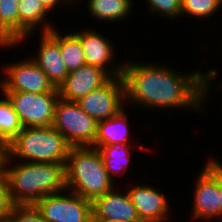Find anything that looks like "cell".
Instances as JSON below:
<instances>
[{"label":"cell","mask_w":222,"mask_h":222,"mask_svg":"<svg viewBox=\"0 0 222 222\" xmlns=\"http://www.w3.org/2000/svg\"><path fill=\"white\" fill-rule=\"evenodd\" d=\"M126 108L107 120L97 122V134L94 146L131 143L129 118ZM129 140V141H128Z\"/></svg>","instance_id":"obj_17"},{"label":"cell","mask_w":222,"mask_h":222,"mask_svg":"<svg viewBox=\"0 0 222 222\" xmlns=\"http://www.w3.org/2000/svg\"><path fill=\"white\" fill-rule=\"evenodd\" d=\"M219 218L222 219V167L218 164Z\"/></svg>","instance_id":"obj_29"},{"label":"cell","mask_w":222,"mask_h":222,"mask_svg":"<svg viewBox=\"0 0 222 222\" xmlns=\"http://www.w3.org/2000/svg\"><path fill=\"white\" fill-rule=\"evenodd\" d=\"M181 1L182 0H145L150 14L161 15L163 18H172V20L176 17H181Z\"/></svg>","instance_id":"obj_24"},{"label":"cell","mask_w":222,"mask_h":222,"mask_svg":"<svg viewBox=\"0 0 222 222\" xmlns=\"http://www.w3.org/2000/svg\"><path fill=\"white\" fill-rule=\"evenodd\" d=\"M40 46L36 56L31 57L40 69L47 75L55 88L64 82L69 74L61 55L59 43L48 33L40 32Z\"/></svg>","instance_id":"obj_15"},{"label":"cell","mask_w":222,"mask_h":222,"mask_svg":"<svg viewBox=\"0 0 222 222\" xmlns=\"http://www.w3.org/2000/svg\"><path fill=\"white\" fill-rule=\"evenodd\" d=\"M13 105L24 127L52 126L56 103L60 96L58 88L54 92H1Z\"/></svg>","instance_id":"obj_6"},{"label":"cell","mask_w":222,"mask_h":222,"mask_svg":"<svg viewBox=\"0 0 222 222\" xmlns=\"http://www.w3.org/2000/svg\"><path fill=\"white\" fill-rule=\"evenodd\" d=\"M74 33L80 39L86 64L104 69L111 77L122 75L124 62L113 60L116 53L114 44L107 37L89 27Z\"/></svg>","instance_id":"obj_11"},{"label":"cell","mask_w":222,"mask_h":222,"mask_svg":"<svg viewBox=\"0 0 222 222\" xmlns=\"http://www.w3.org/2000/svg\"><path fill=\"white\" fill-rule=\"evenodd\" d=\"M42 3L44 4V6L49 10L51 11V13H53V10L57 9L58 5L62 6V3H63V6L66 5V6H72L74 7V5L76 6V1L75 0H41ZM72 4V5H71Z\"/></svg>","instance_id":"obj_27"},{"label":"cell","mask_w":222,"mask_h":222,"mask_svg":"<svg viewBox=\"0 0 222 222\" xmlns=\"http://www.w3.org/2000/svg\"><path fill=\"white\" fill-rule=\"evenodd\" d=\"M19 1L0 0V43L19 42Z\"/></svg>","instance_id":"obj_21"},{"label":"cell","mask_w":222,"mask_h":222,"mask_svg":"<svg viewBox=\"0 0 222 222\" xmlns=\"http://www.w3.org/2000/svg\"><path fill=\"white\" fill-rule=\"evenodd\" d=\"M111 76L102 68L85 64L70 72L59 86L61 99L76 102L104 85Z\"/></svg>","instance_id":"obj_13"},{"label":"cell","mask_w":222,"mask_h":222,"mask_svg":"<svg viewBox=\"0 0 222 222\" xmlns=\"http://www.w3.org/2000/svg\"><path fill=\"white\" fill-rule=\"evenodd\" d=\"M71 148L53 126L24 127L7 145L10 159L36 163H66Z\"/></svg>","instance_id":"obj_4"},{"label":"cell","mask_w":222,"mask_h":222,"mask_svg":"<svg viewBox=\"0 0 222 222\" xmlns=\"http://www.w3.org/2000/svg\"><path fill=\"white\" fill-rule=\"evenodd\" d=\"M27 59V60H26ZM20 62H11L3 67L4 80H0L1 92H54L57 88L49 81L47 75L30 57Z\"/></svg>","instance_id":"obj_9"},{"label":"cell","mask_w":222,"mask_h":222,"mask_svg":"<svg viewBox=\"0 0 222 222\" xmlns=\"http://www.w3.org/2000/svg\"><path fill=\"white\" fill-rule=\"evenodd\" d=\"M131 144L134 143L94 146L101 154L105 170L113 181H115L116 175L120 176L127 171L132 156Z\"/></svg>","instance_id":"obj_19"},{"label":"cell","mask_w":222,"mask_h":222,"mask_svg":"<svg viewBox=\"0 0 222 222\" xmlns=\"http://www.w3.org/2000/svg\"><path fill=\"white\" fill-rule=\"evenodd\" d=\"M220 7H222V0H182L181 16L209 19L215 16Z\"/></svg>","instance_id":"obj_23"},{"label":"cell","mask_w":222,"mask_h":222,"mask_svg":"<svg viewBox=\"0 0 222 222\" xmlns=\"http://www.w3.org/2000/svg\"><path fill=\"white\" fill-rule=\"evenodd\" d=\"M206 162L195 179L191 212L194 221L219 219L218 163L212 157Z\"/></svg>","instance_id":"obj_10"},{"label":"cell","mask_w":222,"mask_h":222,"mask_svg":"<svg viewBox=\"0 0 222 222\" xmlns=\"http://www.w3.org/2000/svg\"><path fill=\"white\" fill-rule=\"evenodd\" d=\"M127 193L142 222H168L170 220L172 210L169 200L158 188L137 184L127 189Z\"/></svg>","instance_id":"obj_12"},{"label":"cell","mask_w":222,"mask_h":222,"mask_svg":"<svg viewBox=\"0 0 222 222\" xmlns=\"http://www.w3.org/2000/svg\"><path fill=\"white\" fill-rule=\"evenodd\" d=\"M12 207L5 174L0 172V221L6 220Z\"/></svg>","instance_id":"obj_26"},{"label":"cell","mask_w":222,"mask_h":222,"mask_svg":"<svg viewBox=\"0 0 222 222\" xmlns=\"http://www.w3.org/2000/svg\"><path fill=\"white\" fill-rule=\"evenodd\" d=\"M214 160L222 167V163H220L219 160H216V157Z\"/></svg>","instance_id":"obj_31"},{"label":"cell","mask_w":222,"mask_h":222,"mask_svg":"<svg viewBox=\"0 0 222 222\" xmlns=\"http://www.w3.org/2000/svg\"><path fill=\"white\" fill-rule=\"evenodd\" d=\"M93 222H120L118 220L114 219H108V218H92Z\"/></svg>","instance_id":"obj_30"},{"label":"cell","mask_w":222,"mask_h":222,"mask_svg":"<svg viewBox=\"0 0 222 222\" xmlns=\"http://www.w3.org/2000/svg\"><path fill=\"white\" fill-rule=\"evenodd\" d=\"M19 42L18 43H0V47L5 49L15 48L24 40L38 31L39 26L42 29L39 32H49L55 26L49 23L48 19L50 11L44 6L41 0H20L19 1ZM48 16V18H47ZM46 19L48 22H46ZM45 23V24H44ZM37 29V30H36ZM35 31V32H34ZM28 37V38H27Z\"/></svg>","instance_id":"obj_16"},{"label":"cell","mask_w":222,"mask_h":222,"mask_svg":"<svg viewBox=\"0 0 222 222\" xmlns=\"http://www.w3.org/2000/svg\"><path fill=\"white\" fill-rule=\"evenodd\" d=\"M52 126L72 147L94 148L97 121L85 113L76 102L59 98Z\"/></svg>","instance_id":"obj_5"},{"label":"cell","mask_w":222,"mask_h":222,"mask_svg":"<svg viewBox=\"0 0 222 222\" xmlns=\"http://www.w3.org/2000/svg\"><path fill=\"white\" fill-rule=\"evenodd\" d=\"M81 1V2H80ZM84 1V0H83ZM85 6L93 19L106 22H122L127 19L134 7V0H85ZM82 3L77 0L76 4Z\"/></svg>","instance_id":"obj_18"},{"label":"cell","mask_w":222,"mask_h":222,"mask_svg":"<svg viewBox=\"0 0 222 222\" xmlns=\"http://www.w3.org/2000/svg\"><path fill=\"white\" fill-rule=\"evenodd\" d=\"M122 191L123 192L122 194ZM92 218H108L120 222H142L127 191L115 188L92 201Z\"/></svg>","instance_id":"obj_14"},{"label":"cell","mask_w":222,"mask_h":222,"mask_svg":"<svg viewBox=\"0 0 222 222\" xmlns=\"http://www.w3.org/2000/svg\"><path fill=\"white\" fill-rule=\"evenodd\" d=\"M76 103L97 122L114 117L126 106L122 75L111 77L104 85L91 91Z\"/></svg>","instance_id":"obj_8"},{"label":"cell","mask_w":222,"mask_h":222,"mask_svg":"<svg viewBox=\"0 0 222 222\" xmlns=\"http://www.w3.org/2000/svg\"><path fill=\"white\" fill-rule=\"evenodd\" d=\"M7 222H46L35 205H13Z\"/></svg>","instance_id":"obj_25"},{"label":"cell","mask_w":222,"mask_h":222,"mask_svg":"<svg viewBox=\"0 0 222 222\" xmlns=\"http://www.w3.org/2000/svg\"><path fill=\"white\" fill-rule=\"evenodd\" d=\"M0 98V140L7 145L24 128L8 98Z\"/></svg>","instance_id":"obj_22"},{"label":"cell","mask_w":222,"mask_h":222,"mask_svg":"<svg viewBox=\"0 0 222 222\" xmlns=\"http://www.w3.org/2000/svg\"><path fill=\"white\" fill-rule=\"evenodd\" d=\"M65 172L67 189L90 201L118 187L107 174L101 154L93 147H72Z\"/></svg>","instance_id":"obj_3"},{"label":"cell","mask_w":222,"mask_h":222,"mask_svg":"<svg viewBox=\"0 0 222 222\" xmlns=\"http://www.w3.org/2000/svg\"><path fill=\"white\" fill-rule=\"evenodd\" d=\"M7 156V144L4 141L0 140V172H4V166Z\"/></svg>","instance_id":"obj_28"},{"label":"cell","mask_w":222,"mask_h":222,"mask_svg":"<svg viewBox=\"0 0 222 222\" xmlns=\"http://www.w3.org/2000/svg\"><path fill=\"white\" fill-rule=\"evenodd\" d=\"M16 162L7 156L4 166L13 205H34L45 195L67 189L66 163Z\"/></svg>","instance_id":"obj_2"},{"label":"cell","mask_w":222,"mask_h":222,"mask_svg":"<svg viewBox=\"0 0 222 222\" xmlns=\"http://www.w3.org/2000/svg\"><path fill=\"white\" fill-rule=\"evenodd\" d=\"M129 61L123 64L122 78L125 103L133 108L172 110L178 107L186 111L188 108L189 111H203L204 100L209 96V90L214 89V80L218 77L215 68L207 72L196 69L184 74L164 63Z\"/></svg>","instance_id":"obj_1"},{"label":"cell","mask_w":222,"mask_h":222,"mask_svg":"<svg viewBox=\"0 0 222 222\" xmlns=\"http://www.w3.org/2000/svg\"><path fill=\"white\" fill-rule=\"evenodd\" d=\"M48 33L59 43L61 55L69 73L86 64L80 39L74 32L63 35L54 27Z\"/></svg>","instance_id":"obj_20"},{"label":"cell","mask_w":222,"mask_h":222,"mask_svg":"<svg viewBox=\"0 0 222 222\" xmlns=\"http://www.w3.org/2000/svg\"><path fill=\"white\" fill-rule=\"evenodd\" d=\"M34 205L46 222L92 221V201L68 189L45 195Z\"/></svg>","instance_id":"obj_7"}]
</instances>
